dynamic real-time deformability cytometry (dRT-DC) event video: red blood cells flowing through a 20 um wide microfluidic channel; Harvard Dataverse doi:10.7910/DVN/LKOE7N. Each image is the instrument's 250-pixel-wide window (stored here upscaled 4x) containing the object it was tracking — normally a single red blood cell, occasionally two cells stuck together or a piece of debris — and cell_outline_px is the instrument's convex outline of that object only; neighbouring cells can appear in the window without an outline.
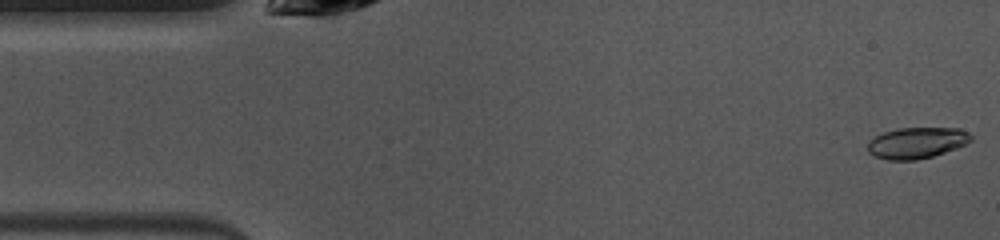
{"species": "common noctule bat (a hibernating species)", "species_latin": "Nyctalus noctula", "temperature_condition": "warm", "stored_images_in_passage": 48, "camera_frame_rate_fps": 3000, "um_per_image_px": 0.085, "animal": {"sex": "female", "body_mass_g": 10.0, "forearm_length_mm": 53.1}, "frame": {"image": 1, "passage_image": 1, "time_ms": 0.0, "image_size_px": [1000, 240], "cell_outline_px": [[972, 140], [956, 148], [932, 156], [916, 160], [888, 160], [876, 156], [868, 152], [868, 140], [884, 132], [900, 128], [960, 128], [968, 132], [972, 136]], "centroid_in_image_um": [77.92, 12.14], "position_along_channel_um": 7.1, "area_um2": 18.61}}
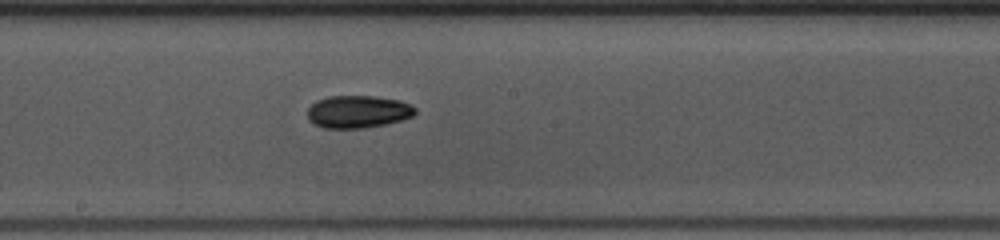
{"frame": {"image": 2, "passage_image": 24, "time_ms": 7.667, "image_size_px": [1000, 240], "cell_outline_px": [[416, 112], [412, 116], [400, 120], [384, 124], [364, 128], [324, 128], [312, 124], [308, 120], [308, 108], [316, 100], [328, 96], [376, 96], [400, 100], [412, 104], [416, 108]], "centroid_in_image_um": [30.41, 9.49], "position_along_channel_um": 217.8, "area_um2": 20.58}}
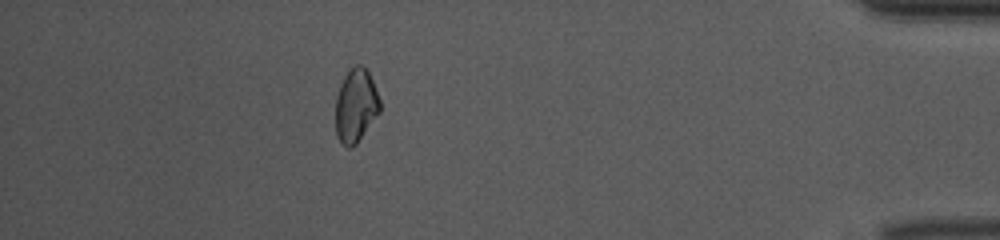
{"frame": {"image": 3, "passage_image": 42, "time_ms": 13.667, "image_size_px": [1000, 240], "cell_outline_px": [[380, 112], [356, 144], [352, 148], [348, 148], [336, 136], [336, 96], [340, 84], [348, 68], [356, 64], [360, 64], [368, 72], [372, 80], [380, 100]], "centroid_in_image_um": [30.23, 8.96], "position_along_channel_um": 405.0, "area_um2": 19.02}, "authors_computed_cell_mechanics": {"area_um2": 19.3919, "velocity_mm_per_s": 4.0626, "shape_relaxation_time_tau1_ms": 5.4863, "shape_relaxation_time_tau2_ms": null, "deformation_change_tau1": 0.1355, "deformation_change_tau2": null}}